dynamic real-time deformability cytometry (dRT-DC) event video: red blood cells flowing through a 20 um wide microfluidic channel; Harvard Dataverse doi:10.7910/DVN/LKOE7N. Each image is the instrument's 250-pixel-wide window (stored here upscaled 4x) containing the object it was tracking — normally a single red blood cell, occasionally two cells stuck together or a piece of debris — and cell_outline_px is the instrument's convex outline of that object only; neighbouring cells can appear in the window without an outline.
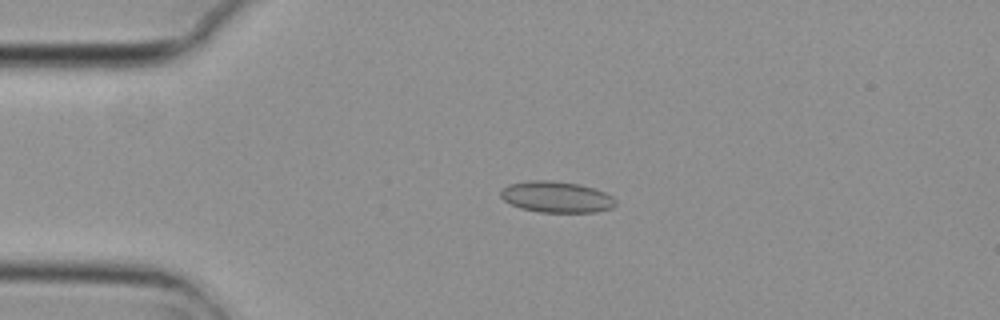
{"species": "common noctule bat (a hibernating species)", "species_latin": "Nyctalus noctula", "temperature_condition": "cold", "stored_images_in_passage": 4, "camera_frame_rate_fps": 3000, "um_per_image_px": 0.085, "animal": {"sex": "female", "body_mass_g": 29.2, "forearm_length_mm": 56.3}, "frame": {"image": 1, "passage_image": 3, "time_ms": 0.667, "image_size_px": [1000, 320], "cell_outline_px": [[616, 204], [612, 208], [596, 212], [540, 212], [520, 208], [504, 200], [500, 196], [500, 192], [508, 184], [528, 180], [548, 180], [580, 184], [604, 192], [612, 196], [616, 200]], "centroid_in_image_um": [47.3, 16.74], "position_along_channel_um": 37.7, "area_um2": 20.87}}